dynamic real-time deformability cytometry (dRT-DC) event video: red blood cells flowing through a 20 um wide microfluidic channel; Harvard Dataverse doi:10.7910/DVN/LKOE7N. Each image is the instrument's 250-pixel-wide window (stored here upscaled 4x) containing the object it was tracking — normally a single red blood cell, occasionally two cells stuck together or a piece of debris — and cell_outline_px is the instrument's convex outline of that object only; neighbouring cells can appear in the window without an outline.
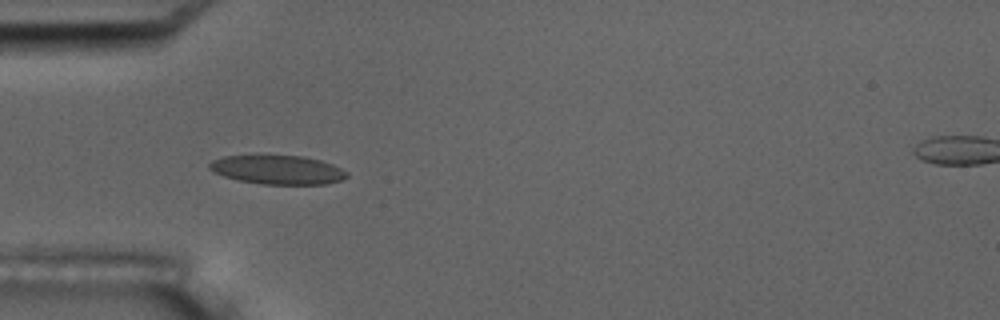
{"species": "common noctule bat (a hibernating species)", "species_latin": "Nyctalus noctula", "temperature_condition": "room temperature", "stored_images_in_passage": 39, "camera_frame_rate_fps": 3000, "um_per_image_px": 0.085, "animal": {"sex": "male", "body_mass_g": 17.5, "forearm_length_mm": 52.3}, "frame": {"image": 1, "passage_image": 1, "time_ms": 0.0, "image_size_px": [1000, 320], "cell_outline_px": [[348, 176], [344, 180], [328, 184], [260, 184], [240, 180], [224, 176], [212, 172], [208, 168], [208, 164], [212, 160], [220, 156], [304, 156], [320, 160], [332, 164], [348, 172]], "centroid_in_image_um": [23.61, 14.44], "position_along_channel_um": 61.4, "area_um2": 23.24}}
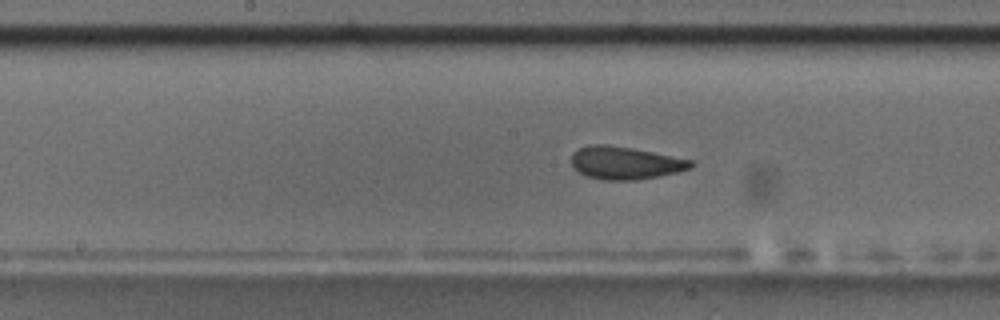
{"frame": {"image": 2, "passage_image": 12, "time_ms": 3.667, "image_size_px": [1000, 320], "cell_outline_px": [[696, 164], [692, 168], [660, 176], [636, 180], [600, 180], [584, 176], [572, 168], [572, 152], [588, 144], [604, 144], [632, 148], [696, 160]], "centroid_in_image_um": [53.16, 13.85], "position_along_channel_um": 195.0, "area_um2": 23.24}, "authors_computed_cell_mechanics": {"area_um2": 23.0622, "velocity_mm_per_s": 3.7028, "shape_relaxation_time_tau1_ms": 5.1404, "shape_relaxation_time_tau2_ms": 1.3154, "deformation_change_tau1": 0.1463, "deformation_change_tau2": 0.0543}}